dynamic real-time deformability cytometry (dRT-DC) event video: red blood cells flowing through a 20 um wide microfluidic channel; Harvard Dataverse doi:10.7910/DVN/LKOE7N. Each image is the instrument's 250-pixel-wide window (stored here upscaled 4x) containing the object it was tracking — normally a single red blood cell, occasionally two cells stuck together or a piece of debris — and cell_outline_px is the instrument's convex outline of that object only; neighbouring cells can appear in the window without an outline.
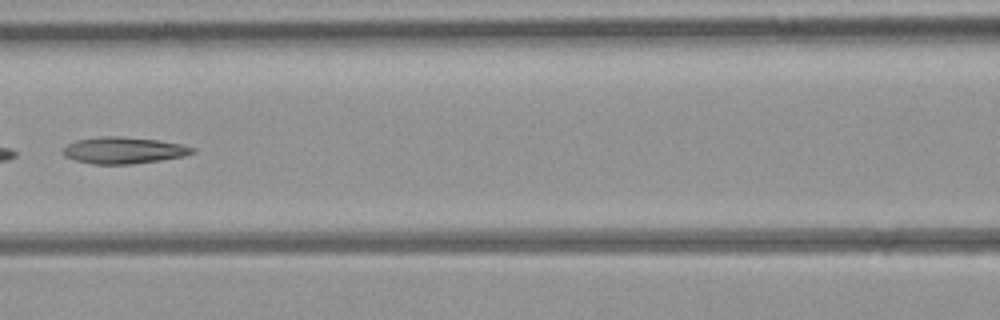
{"species": "common noctule bat (a hibernating species)", "species_latin": "Nyctalus noctula", "temperature_condition": "room temperature", "stored_images_in_passage": 6, "camera_frame_rate_fps": 3000, "um_per_image_px": 0.085, "animal": {"sex": "female", "body_mass_g": 21.9}, "frame": {"image": 1, "passage_image": 6, "time_ms": 6.667, "image_size_px": [1000, 320], "cell_outline_px": [[196, 152], [184, 156], [160, 160], [132, 164], [92, 164], [76, 160], [64, 156], [64, 148], [68, 144], [76, 140], [100, 136], [120, 136], [156, 140], [180, 144], [196, 148]], "centroid_in_image_um": [10.52, 12.78], "position_along_channel_um": 156.1, "area_um2": 19.94}}